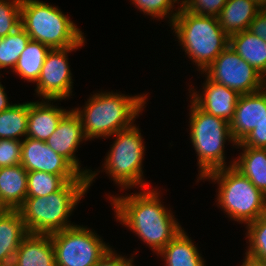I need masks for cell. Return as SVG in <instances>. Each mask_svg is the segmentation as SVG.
<instances>
[{"label":"cell","mask_w":266,"mask_h":266,"mask_svg":"<svg viewBox=\"0 0 266 266\" xmlns=\"http://www.w3.org/2000/svg\"><path fill=\"white\" fill-rule=\"evenodd\" d=\"M159 196L157 190L152 189L110 198L117 220L133 230L157 255L182 230L170 210L161 204Z\"/></svg>","instance_id":"1"},{"label":"cell","mask_w":266,"mask_h":266,"mask_svg":"<svg viewBox=\"0 0 266 266\" xmlns=\"http://www.w3.org/2000/svg\"><path fill=\"white\" fill-rule=\"evenodd\" d=\"M89 98L83 110L74 109L81 119L87 140L98 137L109 138L118 131L131 127L136 116L142 113L147 96L101 92Z\"/></svg>","instance_id":"2"},{"label":"cell","mask_w":266,"mask_h":266,"mask_svg":"<svg viewBox=\"0 0 266 266\" xmlns=\"http://www.w3.org/2000/svg\"><path fill=\"white\" fill-rule=\"evenodd\" d=\"M88 188V181H69L48 196L26 197L18 210L28 233L50 235L75 226L68 217Z\"/></svg>","instance_id":"3"},{"label":"cell","mask_w":266,"mask_h":266,"mask_svg":"<svg viewBox=\"0 0 266 266\" xmlns=\"http://www.w3.org/2000/svg\"><path fill=\"white\" fill-rule=\"evenodd\" d=\"M170 26L185 54L203 72L229 46L217 17L196 15L181 6Z\"/></svg>","instance_id":"4"},{"label":"cell","mask_w":266,"mask_h":266,"mask_svg":"<svg viewBox=\"0 0 266 266\" xmlns=\"http://www.w3.org/2000/svg\"><path fill=\"white\" fill-rule=\"evenodd\" d=\"M21 27L31 40L50 49L83 46L82 31L57 7L39 0L21 1Z\"/></svg>","instance_id":"5"},{"label":"cell","mask_w":266,"mask_h":266,"mask_svg":"<svg viewBox=\"0 0 266 266\" xmlns=\"http://www.w3.org/2000/svg\"><path fill=\"white\" fill-rule=\"evenodd\" d=\"M234 163L214 170L203 179L219 184L217 202L234 221L249 224L266 213V196L238 171Z\"/></svg>","instance_id":"6"},{"label":"cell","mask_w":266,"mask_h":266,"mask_svg":"<svg viewBox=\"0 0 266 266\" xmlns=\"http://www.w3.org/2000/svg\"><path fill=\"white\" fill-rule=\"evenodd\" d=\"M190 105V139L198 156L199 178L225 168L224 143L228 139L236 145L230 133V124L220 117L205 113L192 101Z\"/></svg>","instance_id":"7"},{"label":"cell","mask_w":266,"mask_h":266,"mask_svg":"<svg viewBox=\"0 0 266 266\" xmlns=\"http://www.w3.org/2000/svg\"><path fill=\"white\" fill-rule=\"evenodd\" d=\"M112 136L117 138L105 158L104 168L107 174L123 189L135 185L148 188V184L143 180L142 160L145 145L139 128L133 124Z\"/></svg>","instance_id":"8"},{"label":"cell","mask_w":266,"mask_h":266,"mask_svg":"<svg viewBox=\"0 0 266 266\" xmlns=\"http://www.w3.org/2000/svg\"><path fill=\"white\" fill-rule=\"evenodd\" d=\"M50 236L56 266H93L110 248L99 235L79 225Z\"/></svg>","instance_id":"9"},{"label":"cell","mask_w":266,"mask_h":266,"mask_svg":"<svg viewBox=\"0 0 266 266\" xmlns=\"http://www.w3.org/2000/svg\"><path fill=\"white\" fill-rule=\"evenodd\" d=\"M210 80L241 94L262 90V75L228 46L204 71Z\"/></svg>","instance_id":"10"},{"label":"cell","mask_w":266,"mask_h":266,"mask_svg":"<svg viewBox=\"0 0 266 266\" xmlns=\"http://www.w3.org/2000/svg\"><path fill=\"white\" fill-rule=\"evenodd\" d=\"M79 47L50 49L37 80L36 93L38 96L40 95L49 102L64 100L71 95L73 82L67 54Z\"/></svg>","instance_id":"11"},{"label":"cell","mask_w":266,"mask_h":266,"mask_svg":"<svg viewBox=\"0 0 266 266\" xmlns=\"http://www.w3.org/2000/svg\"><path fill=\"white\" fill-rule=\"evenodd\" d=\"M20 164L28 171L61 176L66 182L88 181L66 158L54 152L45 141L26 137L22 140Z\"/></svg>","instance_id":"12"},{"label":"cell","mask_w":266,"mask_h":266,"mask_svg":"<svg viewBox=\"0 0 266 266\" xmlns=\"http://www.w3.org/2000/svg\"><path fill=\"white\" fill-rule=\"evenodd\" d=\"M83 140L87 139L84 136L81 119L72 109L62 117L56 130L46 140V144L54 152L66 158L82 175L88 177V186H90L98 173L90 172L89 169H80L79 160L74 154Z\"/></svg>","instance_id":"13"},{"label":"cell","mask_w":266,"mask_h":266,"mask_svg":"<svg viewBox=\"0 0 266 266\" xmlns=\"http://www.w3.org/2000/svg\"><path fill=\"white\" fill-rule=\"evenodd\" d=\"M266 117V92L241 94L230 124L234 142L240 143Z\"/></svg>","instance_id":"14"},{"label":"cell","mask_w":266,"mask_h":266,"mask_svg":"<svg viewBox=\"0 0 266 266\" xmlns=\"http://www.w3.org/2000/svg\"><path fill=\"white\" fill-rule=\"evenodd\" d=\"M203 87L202 94L195 91L190 95L191 101L205 113L230 122L234 116L240 94L224 85L213 82L208 77Z\"/></svg>","instance_id":"15"},{"label":"cell","mask_w":266,"mask_h":266,"mask_svg":"<svg viewBox=\"0 0 266 266\" xmlns=\"http://www.w3.org/2000/svg\"><path fill=\"white\" fill-rule=\"evenodd\" d=\"M13 264L14 266H56L51 236L28 233L14 255Z\"/></svg>","instance_id":"16"},{"label":"cell","mask_w":266,"mask_h":266,"mask_svg":"<svg viewBox=\"0 0 266 266\" xmlns=\"http://www.w3.org/2000/svg\"><path fill=\"white\" fill-rule=\"evenodd\" d=\"M42 102H29L27 137L46 142L68 110Z\"/></svg>","instance_id":"17"},{"label":"cell","mask_w":266,"mask_h":266,"mask_svg":"<svg viewBox=\"0 0 266 266\" xmlns=\"http://www.w3.org/2000/svg\"><path fill=\"white\" fill-rule=\"evenodd\" d=\"M262 9L254 0H227L217 18L223 31L230 37L247 30Z\"/></svg>","instance_id":"18"},{"label":"cell","mask_w":266,"mask_h":266,"mask_svg":"<svg viewBox=\"0 0 266 266\" xmlns=\"http://www.w3.org/2000/svg\"><path fill=\"white\" fill-rule=\"evenodd\" d=\"M28 234L18 209L0 215V263L13 262L23 238Z\"/></svg>","instance_id":"19"},{"label":"cell","mask_w":266,"mask_h":266,"mask_svg":"<svg viewBox=\"0 0 266 266\" xmlns=\"http://www.w3.org/2000/svg\"><path fill=\"white\" fill-rule=\"evenodd\" d=\"M27 172L21 164L0 168V197L9 209H18L27 197Z\"/></svg>","instance_id":"20"},{"label":"cell","mask_w":266,"mask_h":266,"mask_svg":"<svg viewBox=\"0 0 266 266\" xmlns=\"http://www.w3.org/2000/svg\"><path fill=\"white\" fill-rule=\"evenodd\" d=\"M229 46L262 76L266 73V42L248 29L229 37Z\"/></svg>","instance_id":"21"},{"label":"cell","mask_w":266,"mask_h":266,"mask_svg":"<svg viewBox=\"0 0 266 266\" xmlns=\"http://www.w3.org/2000/svg\"><path fill=\"white\" fill-rule=\"evenodd\" d=\"M192 240L181 230L158 254L165 266H206Z\"/></svg>","instance_id":"22"},{"label":"cell","mask_w":266,"mask_h":266,"mask_svg":"<svg viewBox=\"0 0 266 266\" xmlns=\"http://www.w3.org/2000/svg\"><path fill=\"white\" fill-rule=\"evenodd\" d=\"M243 152L234 167L266 196V148L240 147Z\"/></svg>","instance_id":"23"},{"label":"cell","mask_w":266,"mask_h":266,"mask_svg":"<svg viewBox=\"0 0 266 266\" xmlns=\"http://www.w3.org/2000/svg\"><path fill=\"white\" fill-rule=\"evenodd\" d=\"M49 51L50 48L45 44L30 40L21 53L13 72L29 82L36 83Z\"/></svg>","instance_id":"24"},{"label":"cell","mask_w":266,"mask_h":266,"mask_svg":"<svg viewBox=\"0 0 266 266\" xmlns=\"http://www.w3.org/2000/svg\"><path fill=\"white\" fill-rule=\"evenodd\" d=\"M29 102L12 104L0 112V139L20 140L27 137Z\"/></svg>","instance_id":"25"},{"label":"cell","mask_w":266,"mask_h":266,"mask_svg":"<svg viewBox=\"0 0 266 266\" xmlns=\"http://www.w3.org/2000/svg\"><path fill=\"white\" fill-rule=\"evenodd\" d=\"M30 40L31 38L21 26L0 38V69L10 67L14 70L21 53Z\"/></svg>","instance_id":"26"},{"label":"cell","mask_w":266,"mask_h":266,"mask_svg":"<svg viewBox=\"0 0 266 266\" xmlns=\"http://www.w3.org/2000/svg\"><path fill=\"white\" fill-rule=\"evenodd\" d=\"M249 242L245 258L255 263H262L266 259V213L246 226Z\"/></svg>","instance_id":"27"},{"label":"cell","mask_w":266,"mask_h":266,"mask_svg":"<svg viewBox=\"0 0 266 266\" xmlns=\"http://www.w3.org/2000/svg\"><path fill=\"white\" fill-rule=\"evenodd\" d=\"M67 182L59 175L27 172V197H43L60 190Z\"/></svg>","instance_id":"28"},{"label":"cell","mask_w":266,"mask_h":266,"mask_svg":"<svg viewBox=\"0 0 266 266\" xmlns=\"http://www.w3.org/2000/svg\"><path fill=\"white\" fill-rule=\"evenodd\" d=\"M21 1L0 0V38L21 26Z\"/></svg>","instance_id":"29"},{"label":"cell","mask_w":266,"mask_h":266,"mask_svg":"<svg viewBox=\"0 0 266 266\" xmlns=\"http://www.w3.org/2000/svg\"><path fill=\"white\" fill-rule=\"evenodd\" d=\"M133 4H135V7L140 9L144 14L151 15L153 18L162 19L164 17H167V15L170 18V23H172L173 19L176 17V15L179 12L178 10H175L176 12H173L174 9V3H179L180 0H131ZM172 9V10H171ZM171 12V13H169ZM173 12V14H172Z\"/></svg>","instance_id":"30"},{"label":"cell","mask_w":266,"mask_h":266,"mask_svg":"<svg viewBox=\"0 0 266 266\" xmlns=\"http://www.w3.org/2000/svg\"><path fill=\"white\" fill-rule=\"evenodd\" d=\"M226 2L227 0H182L180 6L196 15L217 17Z\"/></svg>","instance_id":"31"},{"label":"cell","mask_w":266,"mask_h":266,"mask_svg":"<svg viewBox=\"0 0 266 266\" xmlns=\"http://www.w3.org/2000/svg\"><path fill=\"white\" fill-rule=\"evenodd\" d=\"M22 140L0 139V168L20 164Z\"/></svg>","instance_id":"32"},{"label":"cell","mask_w":266,"mask_h":266,"mask_svg":"<svg viewBox=\"0 0 266 266\" xmlns=\"http://www.w3.org/2000/svg\"><path fill=\"white\" fill-rule=\"evenodd\" d=\"M235 146L266 148V117Z\"/></svg>","instance_id":"33"},{"label":"cell","mask_w":266,"mask_h":266,"mask_svg":"<svg viewBox=\"0 0 266 266\" xmlns=\"http://www.w3.org/2000/svg\"><path fill=\"white\" fill-rule=\"evenodd\" d=\"M132 263L133 258H124L115 253L112 248H109V250L93 266H134Z\"/></svg>","instance_id":"34"},{"label":"cell","mask_w":266,"mask_h":266,"mask_svg":"<svg viewBox=\"0 0 266 266\" xmlns=\"http://www.w3.org/2000/svg\"><path fill=\"white\" fill-rule=\"evenodd\" d=\"M248 30L266 42V8L255 16Z\"/></svg>","instance_id":"35"},{"label":"cell","mask_w":266,"mask_h":266,"mask_svg":"<svg viewBox=\"0 0 266 266\" xmlns=\"http://www.w3.org/2000/svg\"><path fill=\"white\" fill-rule=\"evenodd\" d=\"M4 87L2 86L0 82V112L10 108L12 105L8 103L7 95L4 91Z\"/></svg>","instance_id":"36"},{"label":"cell","mask_w":266,"mask_h":266,"mask_svg":"<svg viewBox=\"0 0 266 266\" xmlns=\"http://www.w3.org/2000/svg\"><path fill=\"white\" fill-rule=\"evenodd\" d=\"M9 210V208L6 206V204L2 201L0 197V215L6 213Z\"/></svg>","instance_id":"37"},{"label":"cell","mask_w":266,"mask_h":266,"mask_svg":"<svg viewBox=\"0 0 266 266\" xmlns=\"http://www.w3.org/2000/svg\"><path fill=\"white\" fill-rule=\"evenodd\" d=\"M241 266H262V265L260 263L249 261L245 258Z\"/></svg>","instance_id":"38"},{"label":"cell","mask_w":266,"mask_h":266,"mask_svg":"<svg viewBox=\"0 0 266 266\" xmlns=\"http://www.w3.org/2000/svg\"><path fill=\"white\" fill-rule=\"evenodd\" d=\"M262 90L266 92V73L262 76Z\"/></svg>","instance_id":"39"},{"label":"cell","mask_w":266,"mask_h":266,"mask_svg":"<svg viewBox=\"0 0 266 266\" xmlns=\"http://www.w3.org/2000/svg\"><path fill=\"white\" fill-rule=\"evenodd\" d=\"M254 1L257 2L263 8H266V0H254Z\"/></svg>","instance_id":"40"},{"label":"cell","mask_w":266,"mask_h":266,"mask_svg":"<svg viewBox=\"0 0 266 266\" xmlns=\"http://www.w3.org/2000/svg\"><path fill=\"white\" fill-rule=\"evenodd\" d=\"M0 266H14L13 262L10 263H0Z\"/></svg>","instance_id":"41"},{"label":"cell","mask_w":266,"mask_h":266,"mask_svg":"<svg viewBox=\"0 0 266 266\" xmlns=\"http://www.w3.org/2000/svg\"><path fill=\"white\" fill-rule=\"evenodd\" d=\"M262 266H266V259L261 263Z\"/></svg>","instance_id":"42"}]
</instances>
